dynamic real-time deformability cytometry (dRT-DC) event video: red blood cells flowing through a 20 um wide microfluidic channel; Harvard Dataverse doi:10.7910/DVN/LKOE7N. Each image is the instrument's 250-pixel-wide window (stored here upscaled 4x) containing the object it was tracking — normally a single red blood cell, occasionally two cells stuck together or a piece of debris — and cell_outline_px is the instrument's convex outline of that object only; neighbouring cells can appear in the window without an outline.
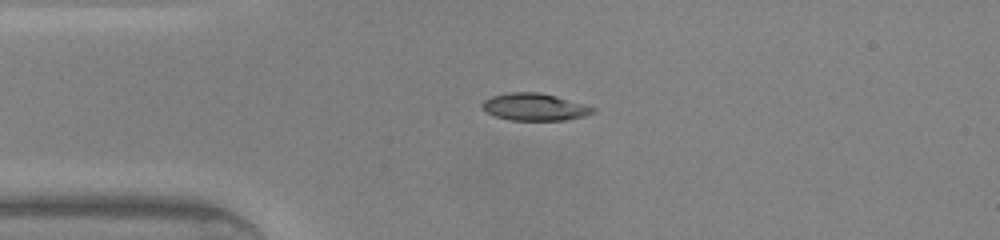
{"species": "common noctule bat (a hibernating species)", "species_latin": "Nyctalus noctula", "temperature_condition": "warm", "stored_images_in_passage": 37, "camera_frame_rate_fps": 3000, "um_per_image_px": 0.085, "animal": {"sex": "male", "body_mass_g": 20.0, "forearm_length_mm": 53.3}, "frame": {"image": 1, "passage_image": 1, "time_ms": 0.0, "image_size_px": [1000, 240], "cell_outline_px": [[596, 112], [584, 116], [564, 120], [512, 120], [496, 116], [488, 112], [480, 104], [484, 100], [492, 96], [508, 92], [540, 92], [556, 96], [596, 108]], "centroid_in_image_um": [45.45, 9.08], "position_along_channel_um": 39.6, "area_um2": 17.4}}
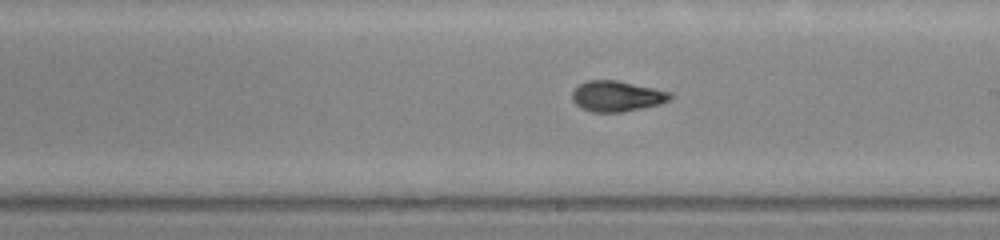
{"frame": {"image": 2, "passage_image": 16, "time_ms": 5.0, "image_size_px": [1000, 240], "cell_outline_px": [[672, 100], [660, 104], [624, 112], [592, 112], [580, 108], [572, 100], [572, 92], [580, 84], [588, 80], [616, 80], [672, 92]], "centroid_in_image_um": [52.45, 8.18], "position_along_channel_um": 236.6, "area_um2": 17.57}}
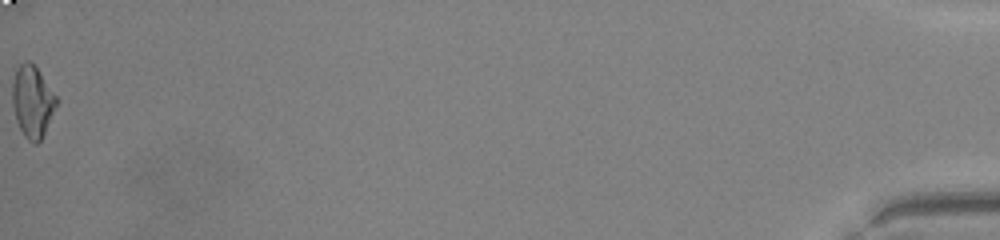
{"frame": {"image": 3, "passage_image": 37, "time_ms": 12.0, "image_size_px": [1000, 240], "cell_outline_px": [[60, 100], [40, 140], [36, 144], [28, 140], [24, 136], [16, 120], [12, 104], [12, 84], [16, 68], [24, 60], [28, 60], [36, 68]], "centroid_in_image_um": [2.75, 8.62], "position_along_channel_um": 432.4, "area_um2": 18.38}, "authors_computed_cell_mechanics": {"area_um2": 17.5134, "velocity_mm_per_s": 4.3612, "shape_relaxation_time_tau1_ms": 3.6654, "shape_relaxation_time_tau2_ms": 1.1505, "deformation_change_tau1": 0.1769, "deformation_change_tau2": 0.0546}}